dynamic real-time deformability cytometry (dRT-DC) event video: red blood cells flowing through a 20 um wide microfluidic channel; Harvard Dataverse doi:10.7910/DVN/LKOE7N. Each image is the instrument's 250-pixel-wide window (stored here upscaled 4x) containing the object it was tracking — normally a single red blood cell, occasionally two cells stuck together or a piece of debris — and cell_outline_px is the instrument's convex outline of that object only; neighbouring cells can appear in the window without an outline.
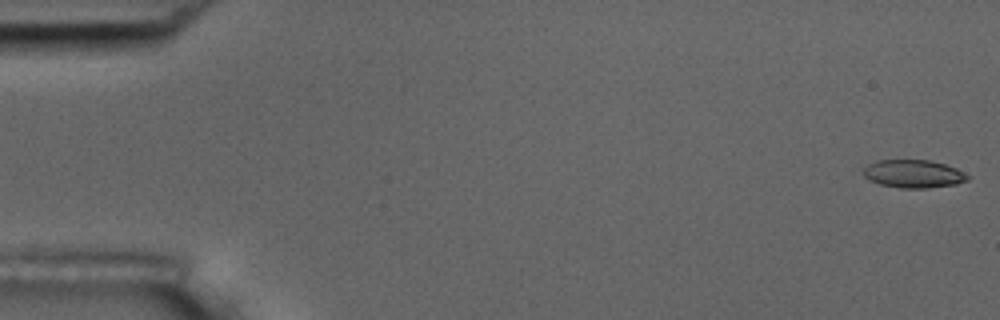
{"species": "common noctule bat (a hibernating species)", "species_latin": "Nyctalus noctula", "temperature_condition": "room temperature", "stored_images_in_passage": 8, "camera_frame_rate_fps": 3000, "um_per_image_px": 0.085, "animal": {"sex": "male", "body_mass_g": 17.5, "forearm_length_mm": 52.3}, "frame": {"image": 1, "passage_image": 1, "time_ms": 0.0, "image_size_px": [1000, 320], "cell_outline_px": [[972, 176], [968, 180], [956, 184], [928, 188], [900, 188], [880, 184], [868, 180], [864, 176], [864, 168], [868, 164], [876, 160], [928, 160], [944, 164], [956, 168]], "centroid_in_image_um": [77.66, 14.78], "position_along_channel_um": 7.3, "area_um2": 17.11}}
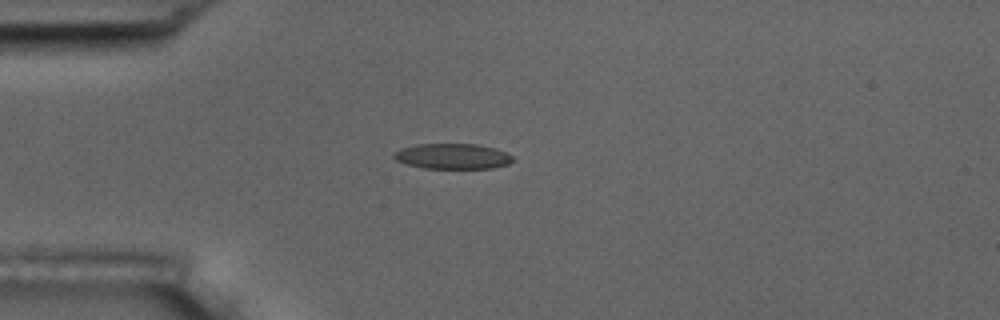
{"frame": {"image": 2, "passage_image": 5, "time_ms": 1.333, "image_size_px": [1000, 320], "cell_outline_px": [[512, 160], [508, 164], [492, 168], [424, 168], [404, 164], [396, 160], [392, 156], [392, 152], [400, 148], [416, 144], [480, 144], [496, 148], [512, 156]], "centroid_in_image_um": [38.41, 13.27], "position_along_channel_um": 46.6, "area_um2": 17.74}}